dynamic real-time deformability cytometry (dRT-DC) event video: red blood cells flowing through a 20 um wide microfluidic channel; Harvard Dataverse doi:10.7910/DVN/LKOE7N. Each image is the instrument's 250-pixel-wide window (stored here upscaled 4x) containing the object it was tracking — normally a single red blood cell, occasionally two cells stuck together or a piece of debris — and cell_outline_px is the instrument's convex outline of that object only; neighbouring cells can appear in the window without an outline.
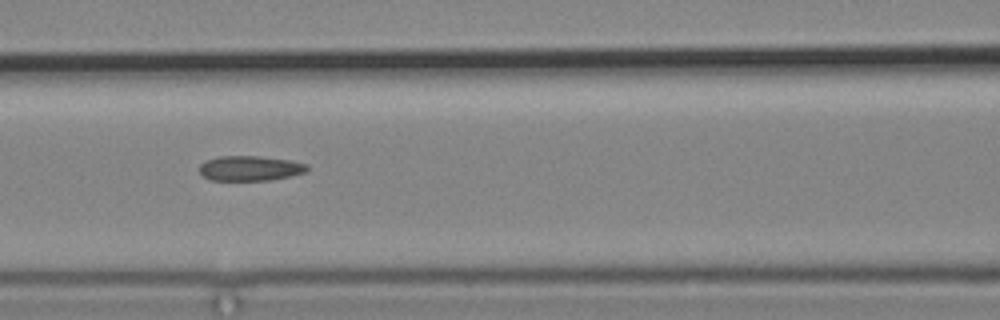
{"species": "common noctule bat (a hibernating species)", "species_latin": "Nyctalus noctula", "temperature_condition": "cold", "stored_images_in_passage": 12, "camera_frame_rate_fps": 3000, "um_per_image_px": 0.085, "animal": {"sex": "male", "body_mass_g": 19.2, "forearm_length_mm": 51.8}, "frame": {"image": 1, "passage_image": 8, "time_ms": 9.333, "image_size_px": [1000, 320], "cell_outline_px": [[308, 172], [292, 176], [268, 180], [212, 180], [204, 176], [200, 172], [200, 164], [208, 160], [220, 156], [260, 156], [288, 160], [308, 164]], "centroid_in_image_um": [21.3, 14.3], "position_along_channel_um": 145.3, "area_um2": 15.61}}
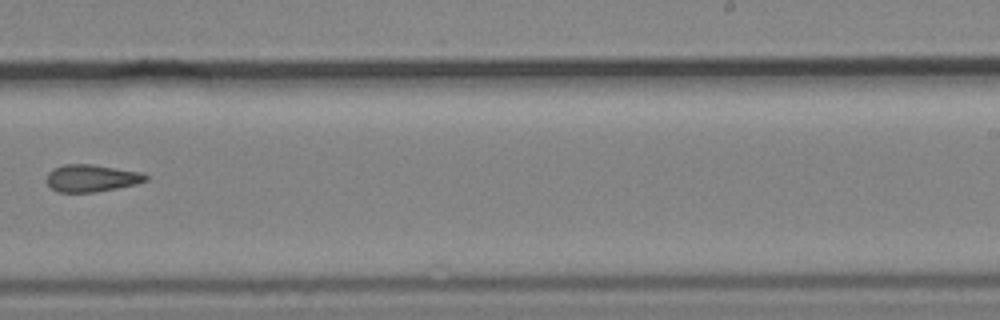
{"frame": {"image": 2, "passage_image": 11, "time_ms": 13.0, "image_size_px": [1000, 320], "cell_outline_px": [[148, 180], [136, 184], [96, 192], [56, 192], [48, 184], [48, 172], [52, 168], [64, 164], [92, 164], [144, 172], [148, 176]], "centroid_in_image_um": [7.81, 15.13], "position_along_channel_um": 281.2, "area_um2": 15.84}}
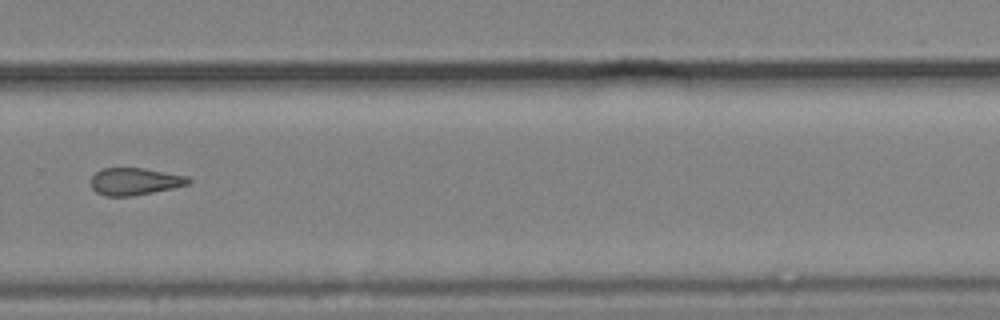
{"frame": {"image": 3, "passage_image": 12, "time_ms": 14.0, "image_size_px": [1000, 320], "cell_outline_px": [[192, 180], [188, 184], [172, 188], [152, 192], [128, 196], [104, 196], [96, 192], [92, 188], [92, 176], [100, 168], [144, 168], [188, 176]], "centroid_in_image_um": [11.45, 15.41], "position_along_channel_um": 318.4, "area_um2": 15.37}}